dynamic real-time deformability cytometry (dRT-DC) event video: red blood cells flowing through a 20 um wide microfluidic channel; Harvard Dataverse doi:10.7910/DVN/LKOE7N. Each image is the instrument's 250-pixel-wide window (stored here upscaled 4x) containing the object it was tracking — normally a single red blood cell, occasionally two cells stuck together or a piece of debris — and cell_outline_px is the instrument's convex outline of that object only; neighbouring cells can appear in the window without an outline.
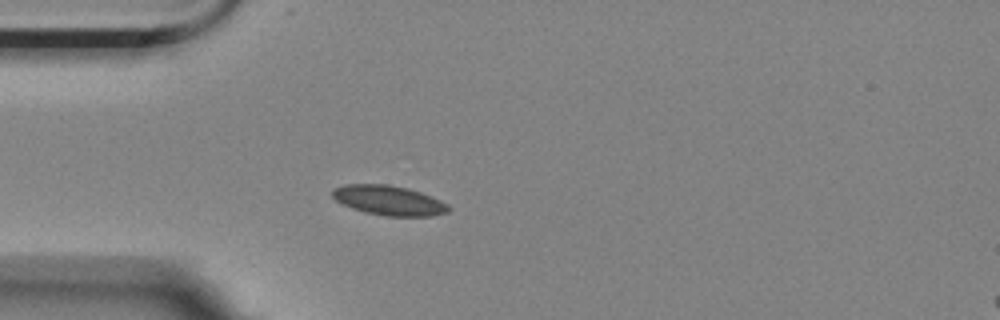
{"species": "Egyptian fruit bat (a non-hibernating species)", "species_latin": "Rousettus aegyptiacus", "temperature_condition": "room temperature", "stored_images_in_passage": 27, "camera_frame_rate_fps": 3000, "um_per_image_px": 0.085, "animal": {"sex": "female"}, "frame": {"image": 1, "passage_image": 1, "time_ms": 0.0, "image_size_px": [1000, 320], "cell_outline_px": [[452, 208], [448, 212], [432, 216], [388, 216], [364, 212], [352, 208], [336, 200], [332, 196], [332, 188], [344, 184], [388, 184], [408, 188], [432, 196], [448, 204]], "centroid_in_image_um": [33.07, 17.03], "position_along_channel_um": 51.9, "area_um2": 20.23}}
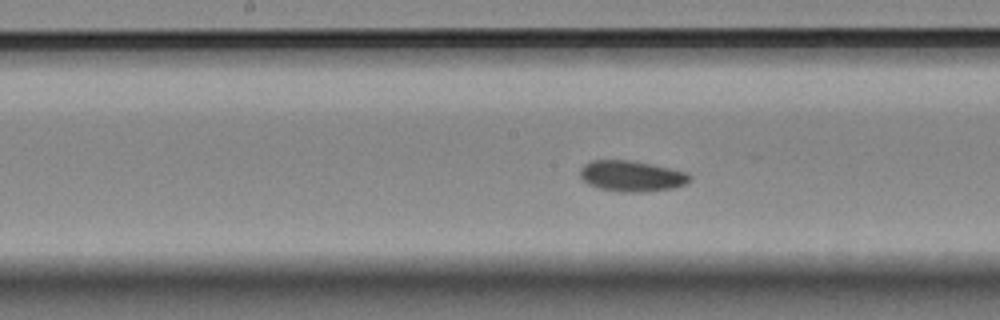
{"frame": {"image": 2, "passage_image": 14, "time_ms": 4.333, "image_size_px": [1000, 320], "cell_outline_px": [[692, 180], [676, 188], [644, 192], [620, 192], [600, 188], [588, 184], [580, 176], [580, 168], [584, 164], [592, 160], [628, 160], [652, 164], [688, 172], [692, 176]], "centroid_in_image_um": [53.72, 14.97], "position_along_channel_um": 194.5, "area_um2": 19.88}}
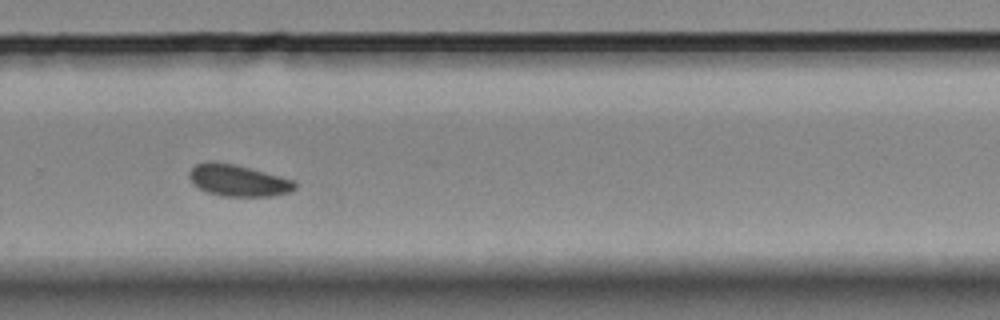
{"frame": {"image": 3, "passage_image": 24, "time_ms": 7.667, "image_size_px": [1000, 320], "cell_outline_px": [[296, 188], [292, 192], [268, 196], [224, 196], [208, 192], [192, 184], [188, 176], [188, 172], [196, 164], [232, 164], [296, 180]], "centroid_in_image_um": [20.29, 15.38], "position_along_channel_um": 309.5, "area_um2": 18.9}}